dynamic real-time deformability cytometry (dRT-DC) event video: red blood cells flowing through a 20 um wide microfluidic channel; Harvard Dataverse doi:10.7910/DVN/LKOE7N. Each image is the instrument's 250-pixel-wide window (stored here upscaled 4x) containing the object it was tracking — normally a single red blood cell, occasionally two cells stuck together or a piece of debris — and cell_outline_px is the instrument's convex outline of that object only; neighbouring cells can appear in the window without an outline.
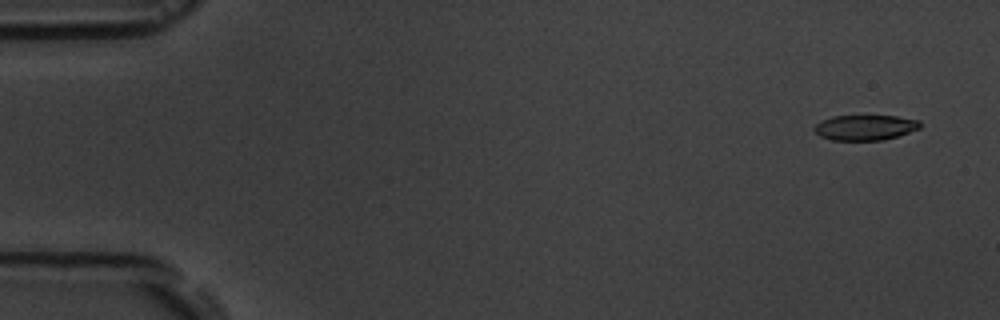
{"species": "common noctule bat (a hibernating species)", "species_latin": "Nyctalus noctula", "temperature_condition": "room temperature", "stored_images_in_passage": 6, "segment_of_instrument_passage": [1, 2], "camera_frame_rate_fps": 3000, "um_per_image_px": 0.085, "animal": {"sex": "male", "body_mass_g": 19.5, "forearm_length_mm": 54.6}, "frame": {"image": 1, "passage_image": 1, "time_ms": 0.0, "image_size_px": [1000, 320], "cell_outline_px": [[920, 128], [884, 140], [832, 140], [820, 136], [812, 128], [820, 120], [832, 116], [896, 116], [920, 120]], "centroid_in_image_um": [73.5, 10.83], "position_along_channel_um": 11.5, "area_um2": 15.55}}
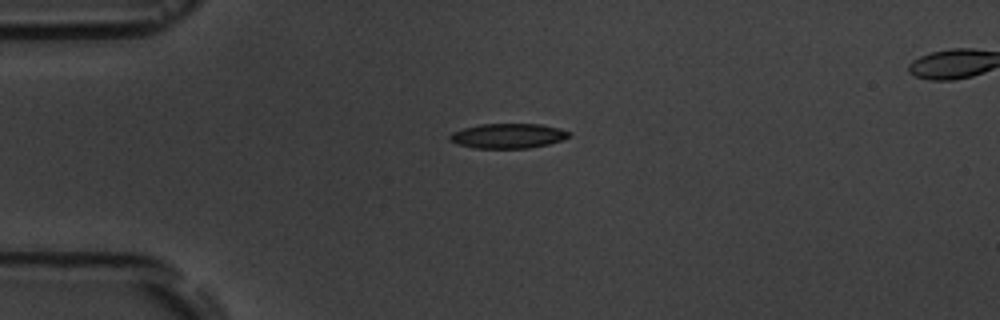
{"frame": {"image": 2, "passage_image": 4, "time_ms": 3.667, "image_size_px": [1000, 320], "cell_outline_px": [[572, 132], [568, 136], [560, 140], [548, 144], [528, 148], [476, 148], [456, 144], [448, 140], [448, 136], [452, 132], [464, 128], [480, 124], [540, 124], [560, 128]], "centroid_in_image_um": [43.14, 11.54], "position_along_channel_um": 41.9, "area_um2": 17.22}}